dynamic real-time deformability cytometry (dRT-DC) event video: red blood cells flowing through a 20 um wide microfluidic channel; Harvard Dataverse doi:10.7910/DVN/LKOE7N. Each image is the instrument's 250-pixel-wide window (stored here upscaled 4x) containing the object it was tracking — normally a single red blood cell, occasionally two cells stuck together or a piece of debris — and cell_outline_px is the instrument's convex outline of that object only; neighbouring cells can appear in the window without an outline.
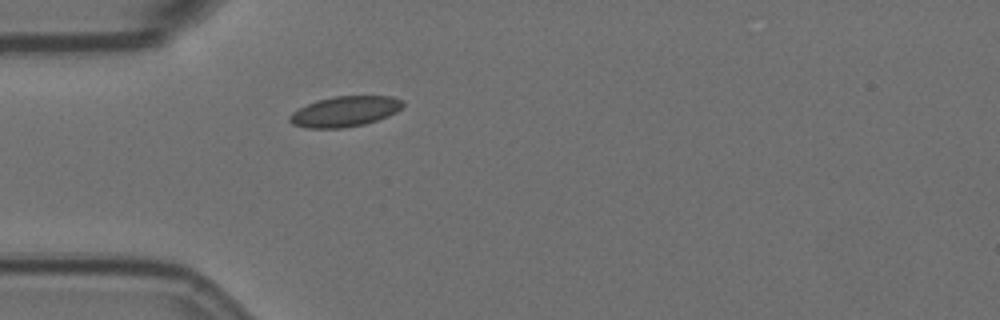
{"species": "Egyptian fruit bat (a non-hibernating species)", "species_latin": "Rousettus aegyptiacus", "temperature_condition": "room temperature", "stored_images_in_passage": 42, "camera_frame_rate_fps": 3000, "um_per_image_px": 0.085, "animal": {"sex": "female"}, "frame": {"image": 1, "passage_image": 1, "time_ms": 0.0, "image_size_px": [1000, 320], "cell_outline_px": [[404, 104], [396, 112], [388, 116], [364, 124], [340, 128], [304, 128], [292, 124], [288, 120], [288, 116], [292, 112], [308, 104], [332, 96], [392, 96], [404, 100]], "centroid_in_image_um": [29.31, 9.47], "position_along_channel_um": 55.7, "area_um2": 20.0}}
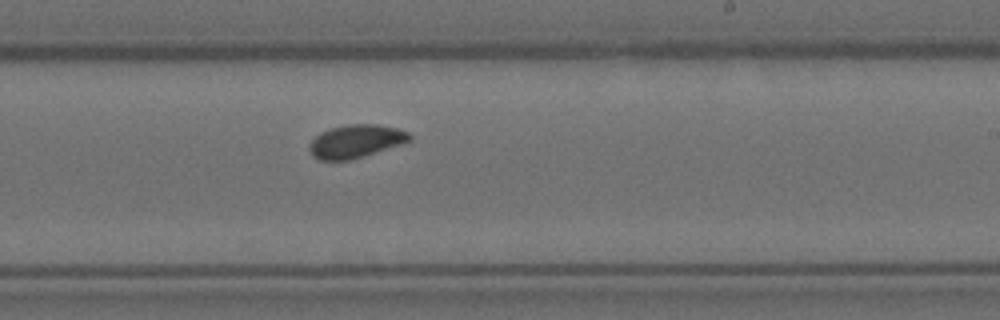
{"frame": {"image": 2, "passage_image": 19, "time_ms": 6.0, "image_size_px": [1000, 320], "cell_outline_px": [[412, 140], [404, 144], [348, 160], [320, 160], [312, 156], [308, 148], [308, 144], [320, 132], [328, 128], [348, 124], [376, 124], [400, 128], [408, 132], [412, 136]], "centroid_in_image_um": [30.26, 11.99], "position_along_channel_um": 258.7, "area_um2": 19.59}}
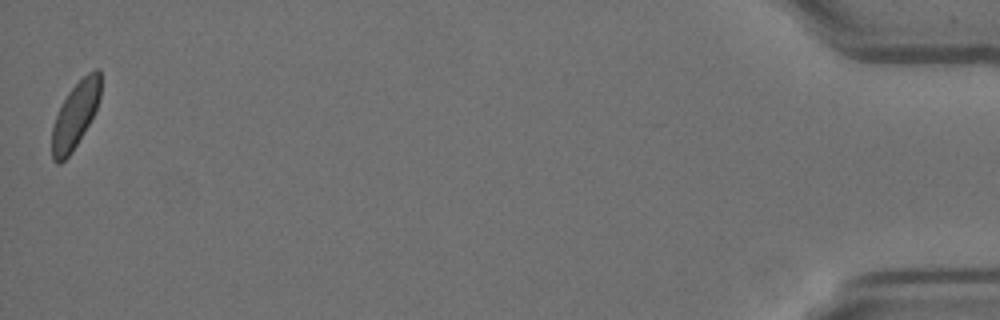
{"frame": {"image": 3, "passage_image": 42, "time_ms": 13.667, "image_size_px": [1000, 320], "cell_outline_px": [[100, 96], [96, 108], [88, 124], [72, 152], [60, 164], [56, 164], [52, 160], [52, 128], [56, 116], [68, 92], [88, 72], [96, 68], [100, 68]], "centroid_in_image_um": [6.39, 9.8], "position_along_channel_um": 428.8, "area_um2": 18.32}, "authors_computed_cell_mechanics": {"area_um2": 19.1896, "velocity_mm_per_s": 3.4763, "shape_relaxation_time_tau1_ms": 11.3534, "shape_relaxation_time_tau2_ms": 0.6415, "deformation_change_tau1": 0.1456, "deformation_change_tau2": 0.0485}}